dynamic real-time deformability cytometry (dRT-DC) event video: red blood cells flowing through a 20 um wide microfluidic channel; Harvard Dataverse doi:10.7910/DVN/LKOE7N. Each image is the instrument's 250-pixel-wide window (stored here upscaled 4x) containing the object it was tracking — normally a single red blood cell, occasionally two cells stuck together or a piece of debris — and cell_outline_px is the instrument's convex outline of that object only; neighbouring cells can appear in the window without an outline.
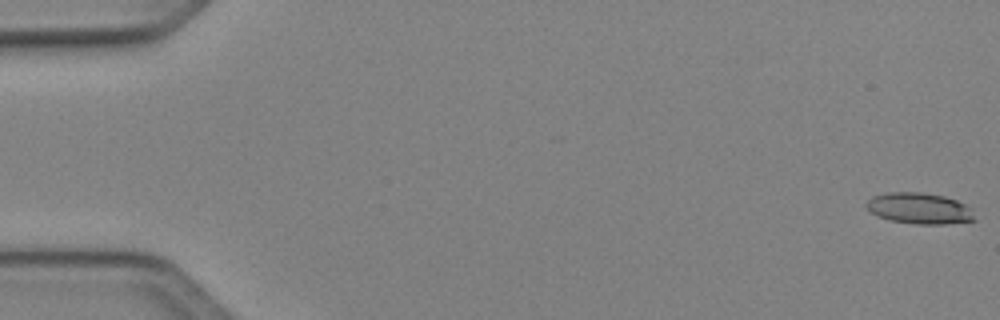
{"species": "Egyptian fruit bat (a non-hibernating species)", "species_latin": "Rousettus aegyptiacus", "temperature_condition": "cold", "stored_images_in_passage": 44, "camera_frame_rate_fps": 3000, "um_per_image_px": 0.085, "animal": {"sex": "female"}, "frame": {"image": 1, "passage_image": 1, "time_ms": 0.0, "image_size_px": [1000, 320], "cell_outline_px": [[976, 220], [944, 224], [916, 224], [888, 220], [876, 216], [864, 204], [872, 196], [888, 192], [920, 192], [944, 196], [956, 200], [972, 208]], "centroid_in_image_um": [78.14, 17.71], "position_along_channel_um": 6.9, "area_um2": 19.71}}
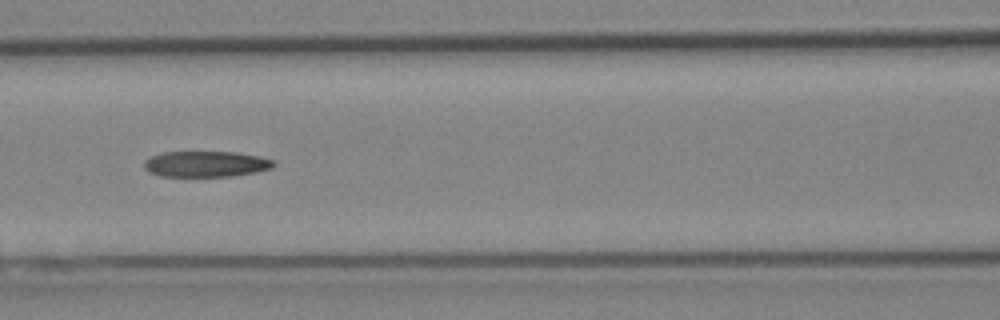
{"frame": {"image": 2, "passage_image": 23, "time_ms": 7.333, "image_size_px": [1000, 320], "cell_outline_px": [[276, 164], [272, 168], [256, 172], [232, 176], [160, 176], [148, 172], [144, 168], [144, 160], [152, 156], [164, 152], [236, 152], [260, 156], [272, 160]], "centroid_in_image_um": [17.5, 13.94], "position_along_channel_um": 149.1, "area_um2": 19.54}}
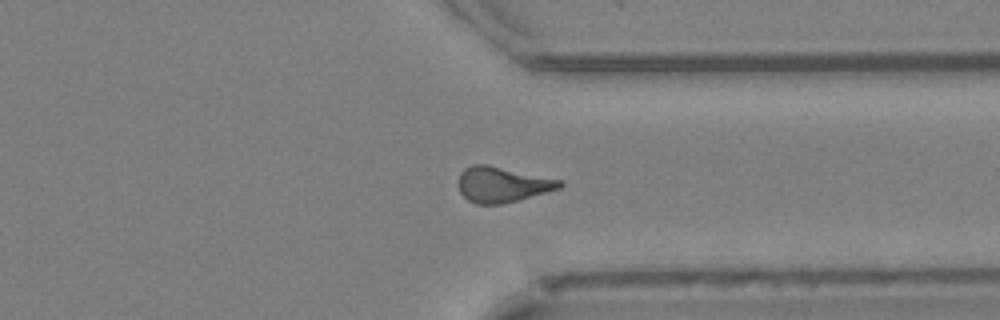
{"frame": {"image": 3, "passage_image": 39, "time_ms": 12.667, "image_size_px": [1000, 320], "cell_outline_px": [[564, 184], [560, 188], [516, 200], [500, 204], [476, 204], [468, 200], [460, 192], [460, 172], [464, 168], [472, 164], [488, 164], [564, 180]], "centroid_in_image_um": [42.71, 15.66], "position_along_channel_um": 368.7, "area_um2": 20.87}}